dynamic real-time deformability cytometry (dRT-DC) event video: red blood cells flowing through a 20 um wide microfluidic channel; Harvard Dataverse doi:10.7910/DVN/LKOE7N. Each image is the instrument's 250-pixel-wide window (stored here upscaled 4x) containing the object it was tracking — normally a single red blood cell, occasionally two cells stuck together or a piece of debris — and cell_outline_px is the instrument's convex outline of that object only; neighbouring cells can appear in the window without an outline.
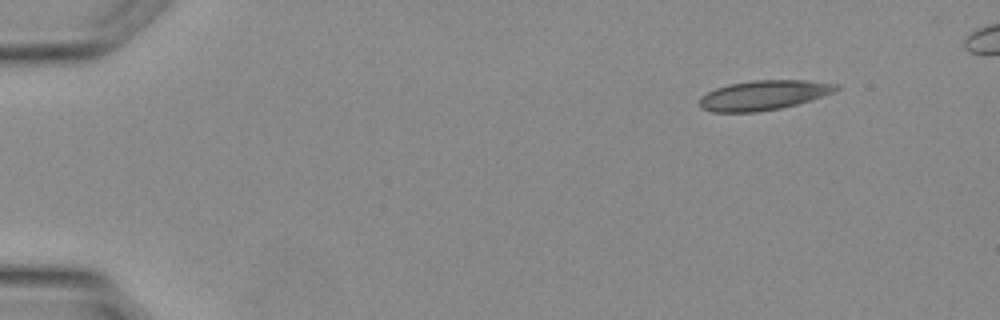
{"species": "Egyptian fruit bat (a non-hibernating species)", "species_latin": "Rousettus aegyptiacus", "temperature_condition": "warm", "stored_images_in_passage": 32, "camera_frame_rate_fps": 3000, "um_per_image_px": 0.085, "animal": {"sex": "female"}, "frame": {"image": 1, "passage_image": 1, "time_ms": 0.0, "image_size_px": [1000, 320], "cell_outline_px": [[840, 88], [832, 92], [796, 104], [780, 108], [756, 112], [712, 112], [700, 108], [700, 96], [716, 88], [728, 84], [752, 80], [804, 80], [840, 84]], "centroid_in_image_um": [64.86, 8.08], "position_along_channel_um": 20.1, "area_um2": 23.47}}
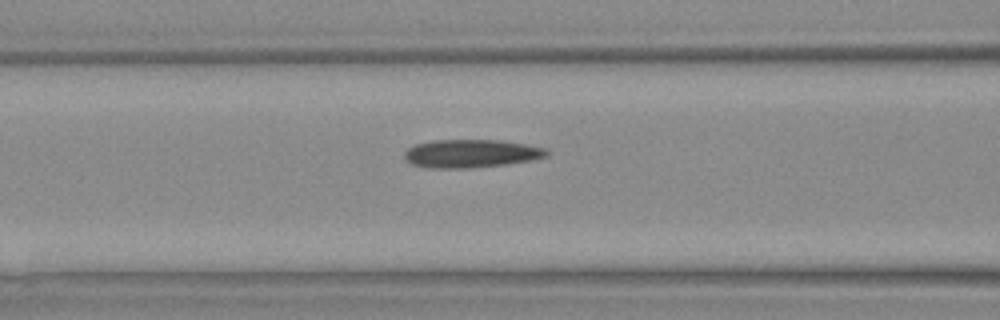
{"frame": {"image": 2, "passage_image": 12, "time_ms": 3.667, "image_size_px": [1000, 320], "cell_outline_px": [[552, 152], [548, 156], [532, 160], [508, 164], [472, 168], [428, 168], [412, 164], [404, 160], [404, 152], [408, 148], [416, 144], [436, 140], [500, 140], [524, 144], [544, 148]], "centroid_in_image_um": [40.05, 13.06], "position_along_channel_um": 126.6, "area_um2": 23.52}}
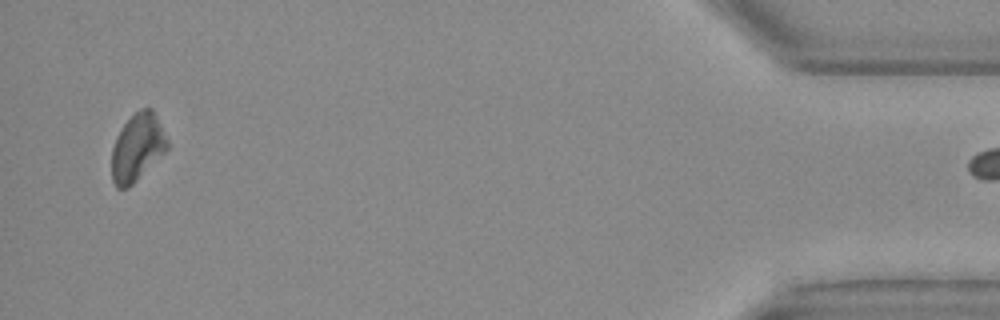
{"frame": {"image": 3, "passage_image": 31, "time_ms": 10.0, "image_size_px": [1000, 320], "cell_outline_px": [[168, 148], [128, 188], [116, 188], [112, 180], [112, 148], [124, 124], [140, 108], [152, 108], [168, 140]], "centroid_in_image_um": [11.67, 12.54], "position_along_channel_um": 423.5, "area_um2": 21.27}}